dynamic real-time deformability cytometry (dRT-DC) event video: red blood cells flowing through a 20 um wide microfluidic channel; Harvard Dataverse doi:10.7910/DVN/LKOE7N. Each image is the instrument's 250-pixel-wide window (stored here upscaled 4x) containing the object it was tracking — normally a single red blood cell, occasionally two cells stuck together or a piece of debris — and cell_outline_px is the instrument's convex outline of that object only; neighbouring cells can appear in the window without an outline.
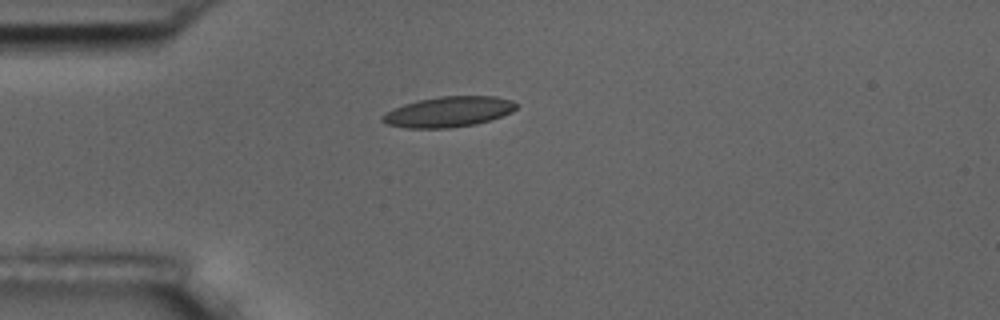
{"species": "common noctule bat (a hibernating species)", "species_latin": "Nyctalus noctula", "temperature_condition": "room temperature", "stored_images_in_passage": 4, "camera_frame_rate_fps": 3000, "um_per_image_px": 0.085, "animal": {"sex": "male", "body_mass_g": 17.5, "forearm_length_mm": 52.3}, "frame": {"image": 1, "passage_image": 4, "time_ms": 4.333, "image_size_px": [1000, 320], "cell_outline_px": [[516, 108], [512, 112], [476, 124], [448, 128], [408, 128], [388, 124], [380, 120], [380, 116], [392, 108], [404, 104], [420, 100], [440, 96], [496, 96], [512, 100], [516, 104]], "centroid_in_image_um": [38.09, 9.5], "position_along_channel_um": 46.9, "area_um2": 23.64}}